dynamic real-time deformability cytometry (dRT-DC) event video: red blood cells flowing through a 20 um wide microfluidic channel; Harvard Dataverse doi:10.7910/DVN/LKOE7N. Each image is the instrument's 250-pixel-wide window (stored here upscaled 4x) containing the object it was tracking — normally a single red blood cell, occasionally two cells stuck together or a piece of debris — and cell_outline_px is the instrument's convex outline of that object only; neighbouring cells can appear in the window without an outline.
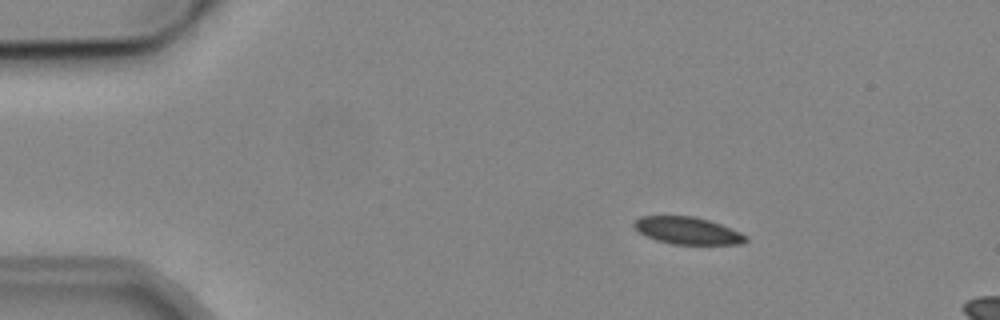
{"species": "common noctule bat (a hibernating species)", "species_latin": "Nyctalus noctula", "temperature_condition": "cold", "stored_images_in_passage": 4, "camera_frame_rate_fps": 3000, "um_per_image_px": 0.085, "animal": {"sex": "male", "body_mass_g": 19.2, "forearm_length_mm": 51.8}, "frame": {"image": 1, "passage_image": 1, "time_ms": 0.0, "image_size_px": [1000, 320], "cell_outline_px": [[748, 240], [740, 244], [672, 244], [656, 240], [640, 232], [632, 224], [640, 216], [692, 216], [708, 220], [720, 224], [740, 232], [748, 236]], "centroid_in_image_um": [58.46, 19.6], "position_along_channel_um": 26.5, "area_um2": 17.51}}